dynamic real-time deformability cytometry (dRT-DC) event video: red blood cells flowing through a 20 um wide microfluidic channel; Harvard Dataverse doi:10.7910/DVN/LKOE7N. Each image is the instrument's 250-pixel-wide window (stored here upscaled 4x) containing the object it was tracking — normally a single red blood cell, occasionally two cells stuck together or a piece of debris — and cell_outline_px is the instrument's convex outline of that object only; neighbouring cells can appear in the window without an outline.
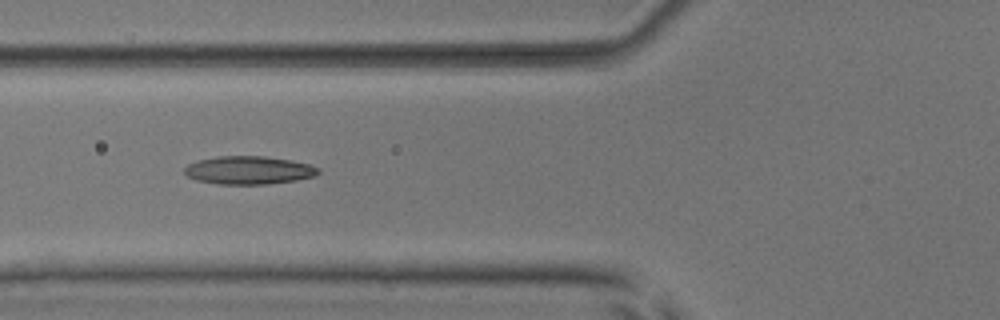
{"species": "common noctule bat (a hibernating species)", "species_latin": "Nyctalus noctula", "temperature_condition": "room temperature", "stored_images_in_passage": 7, "camera_frame_rate_fps": 3000, "um_per_image_px": 0.085, "animal": {"sex": "male", "body_mass_g": 17.9, "forearm_length_mm": 54.2}, "frame": {"image": 1, "passage_image": 7, "time_ms": 6.667, "image_size_px": [1000, 320], "cell_outline_px": [[320, 172], [316, 176], [296, 180], [268, 184], [220, 184], [196, 180], [188, 176], [184, 172], [184, 168], [188, 164], [200, 160], [216, 156], [264, 156], [292, 160], [308, 164], [320, 168]], "centroid_in_image_um": [21.17, 14.46], "position_along_channel_um": 104.6, "area_um2": 21.96}}